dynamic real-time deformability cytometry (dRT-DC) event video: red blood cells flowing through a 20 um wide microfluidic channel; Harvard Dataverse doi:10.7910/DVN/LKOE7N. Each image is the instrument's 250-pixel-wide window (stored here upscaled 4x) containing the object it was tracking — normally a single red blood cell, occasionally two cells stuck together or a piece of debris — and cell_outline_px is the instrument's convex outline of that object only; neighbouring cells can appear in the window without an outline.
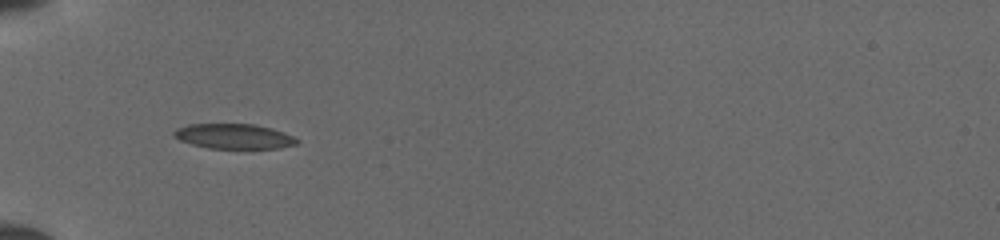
{"species": "common noctule bat (a hibernating species)", "species_latin": "Nyctalus noctula", "temperature_condition": "cold", "stored_images_in_passage": 33, "camera_frame_rate_fps": 3000, "um_per_image_px": 0.085, "animal": {"sex": "female", "body_mass_g": 19.5, "forearm_length_mm": 54.1}, "frame": {"image": 1, "passage_image": 1, "time_ms": 0.0, "image_size_px": [1000, 240], "cell_outline_px": [[300, 140], [296, 144], [280, 148], [208, 148], [192, 144], [180, 140], [172, 136], [172, 132], [176, 128], [188, 124], [256, 124], [272, 128], [284, 132]], "centroid_in_image_um": [19.87, 11.58], "position_along_channel_um": 65.1, "area_um2": 17.98}}
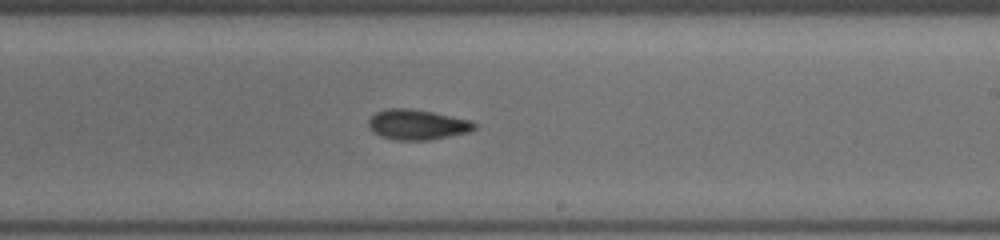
{"frame": {"image": 2, "passage_image": 15, "time_ms": 4.667, "image_size_px": [1000, 240], "cell_outline_px": [[476, 128], [468, 132], [428, 140], [396, 140], [380, 136], [372, 132], [368, 128], [368, 120], [376, 112], [388, 108], [412, 108], [472, 120], [476, 124]], "centroid_in_image_um": [35.44, 10.59], "position_along_channel_um": 253.6, "area_um2": 18.73}}
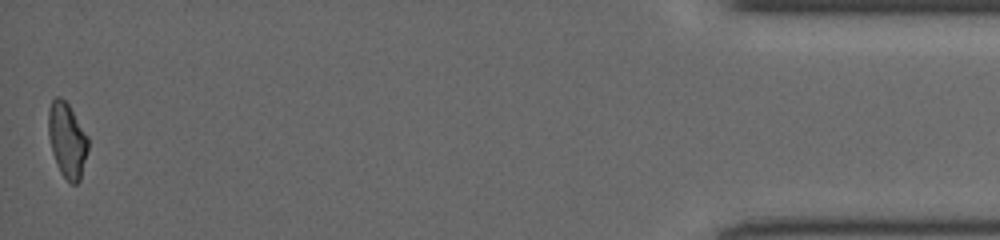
{"frame": {"image": 3, "passage_image": 33, "time_ms": 10.667, "image_size_px": [1000, 240], "cell_outline_px": [[88, 148], [80, 180], [76, 184], [72, 184], [60, 172], [56, 164], [52, 152], [48, 132], [48, 112], [52, 100], [56, 96], [60, 96], [68, 104], [88, 136]], "centroid_in_image_um": [5.7, 11.9], "position_along_channel_um": 429.5, "area_um2": 17.22}}